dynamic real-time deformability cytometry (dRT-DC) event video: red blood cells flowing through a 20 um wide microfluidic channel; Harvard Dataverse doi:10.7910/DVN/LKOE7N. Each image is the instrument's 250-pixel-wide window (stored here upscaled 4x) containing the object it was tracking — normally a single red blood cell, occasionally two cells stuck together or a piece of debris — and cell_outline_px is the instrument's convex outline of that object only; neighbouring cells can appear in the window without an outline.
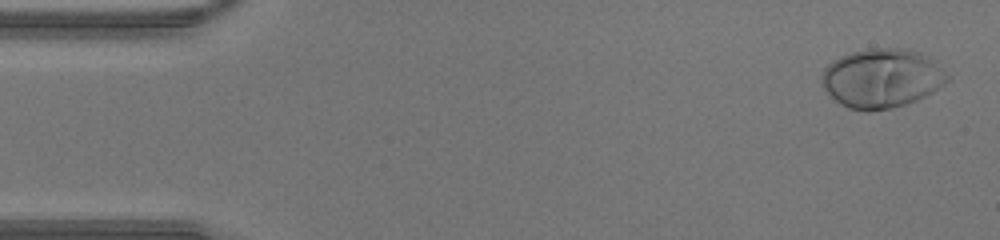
{"species": "human", "species_latin": "Homo sapiens", "temperature_condition": "warm", "stored_images_in_passage": 45, "camera_frame_rate_fps": 3000, "um_per_image_px": 0.085, "donor": {"sex": "male"}, "frame": {"image": 1, "passage_image": 2, "time_ms": 0.333, "image_size_px": [1000, 240], "cell_outline_px": [[952, 76], [944, 84], [932, 92], [916, 100], [892, 108], [868, 112], [848, 108], [840, 104], [820, 84], [820, 76], [824, 68], [832, 60], [840, 56], [852, 52], [868, 48], [908, 48], [920, 52], [928, 56]], "centroid_in_image_um": [74.95, 6.64], "position_along_channel_um": 10.1, "area_um2": 43.7}}
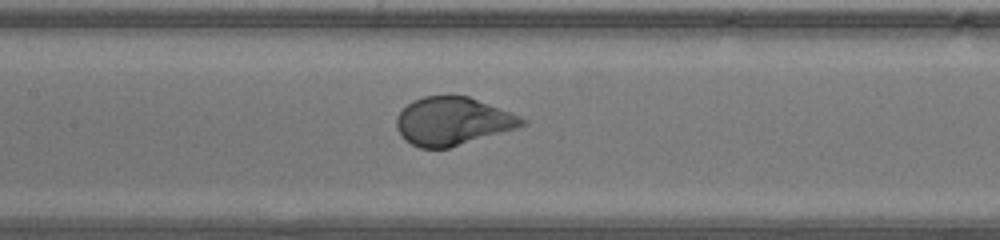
{"frame": {"image": 2, "passage_image": 21, "time_ms": 6.667, "image_size_px": [1000, 240], "cell_outline_px": [[528, 124], [516, 128], [448, 148], [420, 148], [404, 140], [396, 128], [396, 116], [412, 100], [424, 96], [468, 96], [520, 116], [528, 120]], "centroid_in_image_um": [38.46, 10.3], "position_along_channel_um": 168.9, "area_um2": 34.91}}
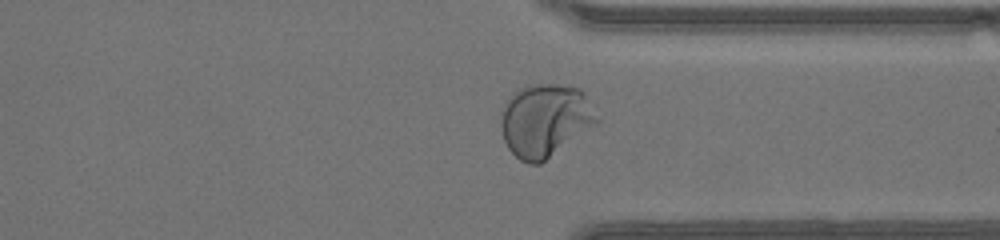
{"frame": {"image": 3, "passage_image": 34, "time_ms": 11.0, "image_size_px": [1000, 240], "cell_outline_px": [[600, 120], [596, 124], [540, 164], [528, 164], [520, 160], [508, 148], [504, 140], [500, 128], [500, 112], [504, 104], [512, 92], [520, 88], [532, 84], [556, 84], [580, 88], [584, 92]], "centroid_in_image_um": [46.3, 10.21], "position_along_channel_um": 365.1, "area_um2": 40.98}}